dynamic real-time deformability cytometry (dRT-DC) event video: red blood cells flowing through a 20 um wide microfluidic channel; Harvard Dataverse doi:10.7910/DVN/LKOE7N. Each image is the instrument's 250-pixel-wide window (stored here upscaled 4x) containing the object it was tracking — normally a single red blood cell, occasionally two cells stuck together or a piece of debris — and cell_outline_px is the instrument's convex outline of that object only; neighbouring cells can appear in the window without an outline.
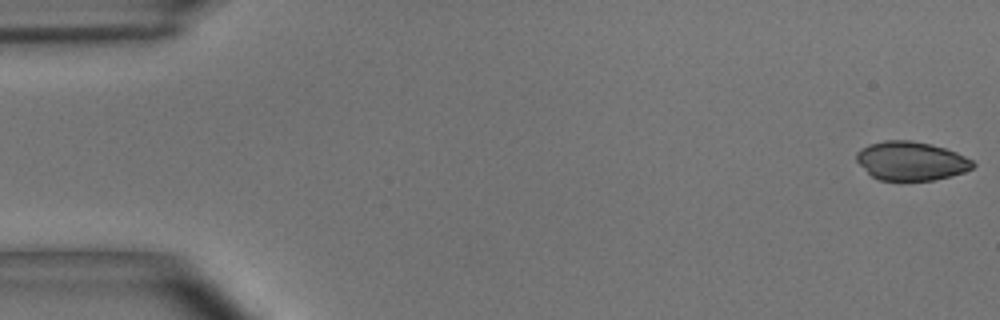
{"species": "common noctule bat (a hibernating species)", "species_latin": "Nyctalus noctula", "temperature_condition": "room temperature", "stored_images_in_passage": 15, "camera_frame_rate_fps": 3000, "um_per_image_px": 0.085, "animal": {"sex": "male", "body_mass_g": 15.6}, "frame": {"image": 1, "passage_image": 1, "time_ms": 0.0, "image_size_px": [1000, 320], "cell_outline_px": [[976, 164], [972, 168], [964, 172], [932, 180], [880, 180], [872, 176], [856, 160], [856, 152], [860, 148], [868, 144], [884, 140], [912, 140], [932, 144], [956, 152], [972, 160]], "centroid_in_image_um": [77.42, 13.66], "position_along_channel_um": 7.6, "area_um2": 26.24}}
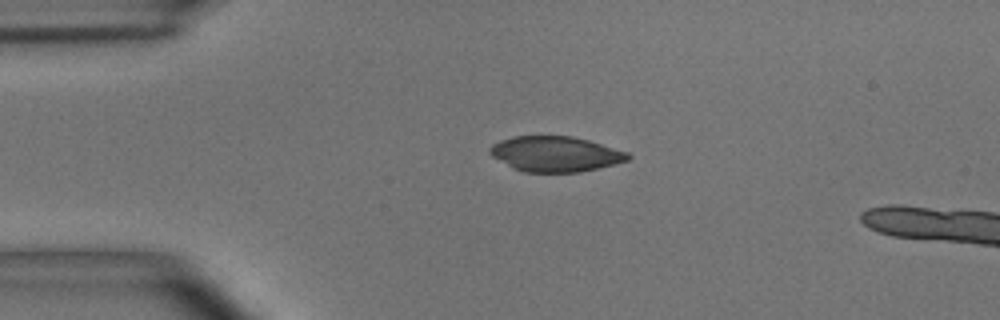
{"frame": {"image": 2, "passage_image": 12, "time_ms": 3.667, "image_size_px": [1000, 320], "cell_outline_px": [[632, 156], [628, 160], [616, 164], [580, 172], [524, 172], [512, 168], [492, 156], [488, 152], [488, 148], [492, 144], [500, 140], [512, 136], [572, 136], [588, 140], [628, 152]], "centroid_in_image_um": [47.19, 13.09], "position_along_channel_um": 37.8, "area_um2": 28.55}}